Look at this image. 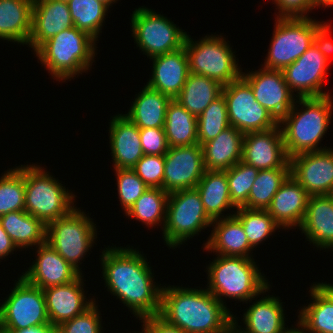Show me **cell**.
<instances>
[{"label": "cell", "instance_id": "cell-15", "mask_svg": "<svg viewBox=\"0 0 333 333\" xmlns=\"http://www.w3.org/2000/svg\"><path fill=\"white\" fill-rule=\"evenodd\" d=\"M164 158V191L170 194L196 188L205 172L202 146L169 147Z\"/></svg>", "mask_w": 333, "mask_h": 333}, {"label": "cell", "instance_id": "cell-12", "mask_svg": "<svg viewBox=\"0 0 333 333\" xmlns=\"http://www.w3.org/2000/svg\"><path fill=\"white\" fill-rule=\"evenodd\" d=\"M0 303V320L4 331H19L36 326H51L43 289L32 285L22 276Z\"/></svg>", "mask_w": 333, "mask_h": 333}, {"label": "cell", "instance_id": "cell-5", "mask_svg": "<svg viewBox=\"0 0 333 333\" xmlns=\"http://www.w3.org/2000/svg\"><path fill=\"white\" fill-rule=\"evenodd\" d=\"M96 43L86 32L70 27L45 41L34 53L54 80L66 82L90 70Z\"/></svg>", "mask_w": 333, "mask_h": 333}, {"label": "cell", "instance_id": "cell-10", "mask_svg": "<svg viewBox=\"0 0 333 333\" xmlns=\"http://www.w3.org/2000/svg\"><path fill=\"white\" fill-rule=\"evenodd\" d=\"M272 41L263 68L283 70L313 44L314 34L324 21L308 17H276Z\"/></svg>", "mask_w": 333, "mask_h": 333}, {"label": "cell", "instance_id": "cell-4", "mask_svg": "<svg viewBox=\"0 0 333 333\" xmlns=\"http://www.w3.org/2000/svg\"><path fill=\"white\" fill-rule=\"evenodd\" d=\"M207 268V287L223 305V297L245 302L268 292L271 285L258 269L254 259L216 255ZM267 279V280H266Z\"/></svg>", "mask_w": 333, "mask_h": 333}, {"label": "cell", "instance_id": "cell-28", "mask_svg": "<svg viewBox=\"0 0 333 333\" xmlns=\"http://www.w3.org/2000/svg\"><path fill=\"white\" fill-rule=\"evenodd\" d=\"M244 133L229 126L202 145L205 170L225 171L242 160Z\"/></svg>", "mask_w": 333, "mask_h": 333}, {"label": "cell", "instance_id": "cell-36", "mask_svg": "<svg viewBox=\"0 0 333 333\" xmlns=\"http://www.w3.org/2000/svg\"><path fill=\"white\" fill-rule=\"evenodd\" d=\"M168 195L161 188H148L125 215L139 222L141 221L150 228L162 225L163 230L166 220Z\"/></svg>", "mask_w": 333, "mask_h": 333}, {"label": "cell", "instance_id": "cell-2", "mask_svg": "<svg viewBox=\"0 0 333 333\" xmlns=\"http://www.w3.org/2000/svg\"><path fill=\"white\" fill-rule=\"evenodd\" d=\"M207 289L163 286L159 316L185 333H224L234 314Z\"/></svg>", "mask_w": 333, "mask_h": 333}, {"label": "cell", "instance_id": "cell-7", "mask_svg": "<svg viewBox=\"0 0 333 333\" xmlns=\"http://www.w3.org/2000/svg\"><path fill=\"white\" fill-rule=\"evenodd\" d=\"M193 41L186 35L184 47L188 58L189 73L204 75L223 86L242 76L235 52L222 35H206Z\"/></svg>", "mask_w": 333, "mask_h": 333}, {"label": "cell", "instance_id": "cell-53", "mask_svg": "<svg viewBox=\"0 0 333 333\" xmlns=\"http://www.w3.org/2000/svg\"><path fill=\"white\" fill-rule=\"evenodd\" d=\"M332 296H333V284L330 283H320Z\"/></svg>", "mask_w": 333, "mask_h": 333}, {"label": "cell", "instance_id": "cell-42", "mask_svg": "<svg viewBox=\"0 0 333 333\" xmlns=\"http://www.w3.org/2000/svg\"><path fill=\"white\" fill-rule=\"evenodd\" d=\"M259 170L242 161L226 170L230 199L238 208L243 207L248 201L251 187Z\"/></svg>", "mask_w": 333, "mask_h": 333}, {"label": "cell", "instance_id": "cell-57", "mask_svg": "<svg viewBox=\"0 0 333 333\" xmlns=\"http://www.w3.org/2000/svg\"><path fill=\"white\" fill-rule=\"evenodd\" d=\"M100 1L104 2L110 7L113 3L115 4V2L118 0H100Z\"/></svg>", "mask_w": 333, "mask_h": 333}, {"label": "cell", "instance_id": "cell-30", "mask_svg": "<svg viewBox=\"0 0 333 333\" xmlns=\"http://www.w3.org/2000/svg\"><path fill=\"white\" fill-rule=\"evenodd\" d=\"M128 117L139 129L164 128L166 110L172 98L145 85L135 95Z\"/></svg>", "mask_w": 333, "mask_h": 333}, {"label": "cell", "instance_id": "cell-1", "mask_svg": "<svg viewBox=\"0 0 333 333\" xmlns=\"http://www.w3.org/2000/svg\"><path fill=\"white\" fill-rule=\"evenodd\" d=\"M131 247H105L100 262L107 291L141 320L159 314L163 286L153 282L146 256Z\"/></svg>", "mask_w": 333, "mask_h": 333}, {"label": "cell", "instance_id": "cell-29", "mask_svg": "<svg viewBox=\"0 0 333 333\" xmlns=\"http://www.w3.org/2000/svg\"><path fill=\"white\" fill-rule=\"evenodd\" d=\"M34 0H0V39L28 45Z\"/></svg>", "mask_w": 333, "mask_h": 333}, {"label": "cell", "instance_id": "cell-38", "mask_svg": "<svg viewBox=\"0 0 333 333\" xmlns=\"http://www.w3.org/2000/svg\"><path fill=\"white\" fill-rule=\"evenodd\" d=\"M289 175L290 168L259 170L248 195V201L243 207L267 210L272 198Z\"/></svg>", "mask_w": 333, "mask_h": 333}, {"label": "cell", "instance_id": "cell-23", "mask_svg": "<svg viewBox=\"0 0 333 333\" xmlns=\"http://www.w3.org/2000/svg\"><path fill=\"white\" fill-rule=\"evenodd\" d=\"M308 198L306 190L290 174L272 198L267 211L282 229H296L303 222Z\"/></svg>", "mask_w": 333, "mask_h": 333}, {"label": "cell", "instance_id": "cell-6", "mask_svg": "<svg viewBox=\"0 0 333 333\" xmlns=\"http://www.w3.org/2000/svg\"><path fill=\"white\" fill-rule=\"evenodd\" d=\"M25 185V211L41 220L46 226L67 216L74 208L73 192L66 190L59 180L43 167L23 165Z\"/></svg>", "mask_w": 333, "mask_h": 333}, {"label": "cell", "instance_id": "cell-51", "mask_svg": "<svg viewBox=\"0 0 333 333\" xmlns=\"http://www.w3.org/2000/svg\"><path fill=\"white\" fill-rule=\"evenodd\" d=\"M51 328L52 326H36L19 331H4V333H47Z\"/></svg>", "mask_w": 333, "mask_h": 333}, {"label": "cell", "instance_id": "cell-46", "mask_svg": "<svg viewBox=\"0 0 333 333\" xmlns=\"http://www.w3.org/2000/svg\"><path fill=\"white\" fill-rule=\"evenodd\" d=\"M139 133L144 155H165L169 150L164 128H144Z\"/></svg>", "mask_w": 333, "mask_h": 333}, {"label": "cell", "instance_id": "cell-20", "mask_svg": "<svg viewBox=\"0 0 333 333\" xmlns=\"http://www.w3.org/2000/svg\"><path fill=\"white\" fill-rule=\"evenodd\" d=\"M37 256L22 277L41 289L67 284L80 273L65 261L47 242L36 247Z\"/></svg>", "mask_w": 333, "mask_h": 333}, {"label": "cell", "instance_id": "cell-14", "mask_svg": "<svg viewBox=\"0 0 333 333\" xmlns=\"http://www.w3.org/2000/svg\"><path fill=\"white\" fill-rule=\"evenodd\" d=\"M330 63L313 43L295 62L282 70L285 82L297 98L322 97ZM296 92V94L294 93Z\"/></svg>", "mask_w": 333, "mask_h": 333}, {"label": "cell", "instance_id": "cell-50", "mask_svg": "<svg viewBox=\"0 0 333 333\" xmlns=\"http://www.w3.org/2000/svg\"><path fill=\"white\" fill-rule=\"evenodd\" d=\"M17 246L10 238V236L6 233V231L2 228L0 222V259H6L9 254H14L13 252L16 251Z\"/></svg>", "mask_w": 333, "mask_h": 333}, {"label": "cell", "instance_id": "cell-43", "mask_svg": "<svg viewBox=\"0 0 333 333\" xmlns=\"http://www.w3.org/2000/svg\"><path fill=\"white\" fill-rule=\"evenodd\" d=\"M117 179L119 201L126 213L132 205L148 189V186L138 177L132 168L114 169Z\"/></svg>", "mask_w": 333, "mask_h": 333}, {"label": "cell", "instance_id": "cell-19", "mask_svg": "<svg viewBox=\"0 0 333 333\" xmlns=\"http://www.w3.org/2000/svg\"><path fill=\"white\" fill-rule=\"evenodd\" d=\"M83 277L80 274L75 280L67 284L43 289L46 310L52 327H58L60 324L83 313L96 301L95 298H86Z\"/></svg>", "mask_w": 333, "mask_h": 333}, {"label": "cell", "instance_id": "cell-16", "mask_svg": "<svg viewBox=\"0 0 333 333\" xmlns=\"http://www.w3.org/2000/svg\"><path fill=\"white\" fill-rule=\"evenodd\" d=\"M290 174L309 196L329 195L333 188V148L291 157Z\"/></svg>", "mask_w": 333, "mask_h": 333}, {"label": "cell", "instance_id": "cell-59", "mask_svg": "<svg viewBox=\"0 0 333 333\" xmlns=\"http://www.w3.org/2000/svg\"><path fill=\"white\" fill-rule=\"evenodd\" d=\"M0 333H4V329H3V326H2L1 320H0Z\"/></svg>", "mask_w": 333, "mask_h": 333}, {"label": "cell", "instance_id": "cell-49", "mask_svg": "<svg viewBox=\"0 0 333 333\" xmlns=\"http://www.w3.org/2000/svg\"><path fill=\"white\" fill-rule=\"evenodd\" d=\"M144 333H185L175 325H172L159 315L144 317L141 319Z\"/></svg>", "mask_w": 333, "mask_h": 333}, {"label": "cell", "instance_id": "cell-26", "mask_svg": "<svg viewBox=\"0 0 333 333\" xmlns=\"http://www.w3.org/2000/svg\"><path fill=\"white\" fill-rule=\"evenodd\" d=\"M278 297L267 295L256 299L243 314L245 327L238 325L233 316V325L240 333H288L283 302ZM245 329V330H244Z\"/></svg>", "mask_w": 333, "mask_h": 333}, {"label": "cell", "instance_id": "cell-21", "mask_svg": "<svg viewBox=\"0 0 333 333\" xmlns=\"http://www.w3.org/2000/svg\"><path fill=\"white\" fill-rule=\"evenodd\" d=\"M70 27L74 23L67 2L34 0L28 46L35 52L45 41Z\"/></svg>", "mask_w": 333, "mask_h": 333}, {"label": "cell", "instance_id": "cell-33", "mask_svg": "<svg viewBox=\"0 0 333 333\" xmlns=\"http://www.w3.org/2000/svg\"><path fill=\"white\" fill-rule=\"evenodd\" d=\"M0 222L17 250L37 247L46 242L47 226L25 210L9 212L0 217Z\"/></svg>", "mask_w": 333, "mask_h": 333}, {"label": "cell", "instance_id": "cell-17", "mask_svg": "<svg viewBox=\"0 0 333 333\" xmlns=\"http://www.w3.org/2000/svg\"><path fill=\"white\" fill-rule=\"evenodd\" d=\"M250 84L256 101L280 121L293 107L297 97L285 82L282 70L260 68L257 71L242 72Z\"/></svg>", "mask_w": 333, "mask_h": 333}, {"label": "cell", "instance_id": "cell-37", "mask_svg": "<svg viewBox=\"0 0 333 333\" xmlns=\"http://www.w3.org/2000/svg\"><path fill=\"white\" fill-rule=\"evenodd\" d=\"M67 4L74 27L99 41L109 6L100 0H69Z\"/></svg>", "mask_w": 333, "mask_h": 333}, {"label": "cell", "instance_id": "cell-55", "mask_svg": "<svg viewBox=\"0 0 333 333\" xmlns=\"http://www.w3.org/2000/svg\"><path fill=\"white\" fill-rule=\"evenodd\" d=\"M224 333H240L238 329L234 325H232L226 332Z\"/></svg>", "mask_w": 333, "mask_h": 333}, {"label": "cell", "instance_id": "cell-41", "mask_svg": "<svg viewBox=\"0 0 333 333\" xmlns=\"http://www.w3.org/2000/svg\"><path fill=\"white\" fill-rule=\"evenodd\" d=\"M230 126L226 101L223 95L215 99L197 118L198 144L216 138Z\"/></svg>", "mask_w": 333, "mask_h": 333}, {"label": "cell", "instance_id": "cell-27", "mask_svg": "<svg viewBox=\"0 0 333 333\" xmlns=\"http://www.w3.org/2000/svg\"><path fill=\"white\" fill-rule=\"evenodd\" d=\"M307 241L320 250L333 247V198L330 195L309 196L306 213L298 228Z\"/></svg>", "mask_w": 333, "mask_h": 333}, {"label": "cell", "instance_id": "cell-13", "mask_svg": "<svg viewBox=\"0 0 333 333\" xmlns=\"http://www.w3.org/2000/svg\"><path fill=\"white\" fill-rule=\"evenodd\" d=\"M230 126L242 133L266 131L279 126V121L255 99L250 84L241 76L224 85Z\"/></svg>", "mask_w": 333, "mask_h": 333}, {"label": "cell", "instance_id": "cell-18", "mask_svg": "<svg viewBox=\"0 0 333 333\" xmlns=\"http://www.w3.org/2000/svg\"><path fill=\"white\" fill-rule=\"evenodd\" d=\"M241 161L258 170L290 168L280 126L245 133Z\"/></svg>", "mask_w": 333, "mask_h": 333}, {"label": "cell", "instance_id": "cell-24", "mask_svg": "<svg viewBox=\"0 0 333 333\" xmlns=\"http://www.w3.org/2000/svg\"><path fill=\"white\" fill-rule=\"evenodd\" d=\"M109 143L114 169L133 168L144 156L139 128L124 114L110 120Z\"/></svg>", "mask_w": 333, "mask_h": 333}, {"label": "cell", "instance_id": "cell-48", "mask_svg": "<svg viewBox=\"0 0 333 333\" xmlns=\"http://www.w3.org/2000/svg\"><path fill=\"white\" fill-rule=\"evenodd\" d=\"M330 24L327 22H323L316 30L313 38V43L317 47V49L324 55L326 60L330 63L331 54L333 53V41L330 37L332 34Z\"/></svg>", "mask_w": 333, "mask_h": 333}, {"label": "cell", "instance_id": "cell-47", "mask_svg": "<svg viewBox=\"0 0 333 333\" xmlns=\"http://www.w3.org/2000/svg\"><path fill=\"white\" fill-rule=\"evenodd\" d=\"M272 2L279 11L277 17H308L307 13L318 8L312 0H272Z\"/></svg>", "mask_w": 333, "mask_h": 333}, {"label": "cell", "instance_id": "cell-8", "mask_svg": "<svg viewBox=\"0 0 333 333\" xmlns=\"http://www.w3.org/2000/svg\"><path fill=\"white\" fill-rule=\"evenodd\" d=\"M85 213L76 207L67 216L49 223L46 232V242L80 274V260H84L97 238V226Z\"/></svg>", "mask_w": 333, "mask_h": 333}, {"label": "cell", "instance_id": "cell-32", "mask_svg": "<svg viewBox=\"0 0 333 333\" xmlns=\"http://www.w3.org/2000/svg\"><path fill=\"white\" fill-rule=\"evenodd\" d=\"M196 189L205 212L212 220L224 218L222 214L228 209H237L230 199L226 170H205Z\"/></svg>", "mask_w": 333, "mask_h": 333}, {"label": "cell", "instance_id": "cell-52", "mask_svg": "<svg viewBox=\"0 0 333 333\" xmlns=\"http://www.w3.org/2000/svg\"><path fill=\"white\" fill-rule=\"evenodd\" d=\"M333 6V0H320V7H331Z\"/></svg>", "mask_w": 333, "mask_h": 333}, {"label": "cell", "instance_id": "cell-56", "mask_svg": "<svg viewBox=\"0 0 333 333\" xmlns=\"http://www.w3.org/2000/svg\"><path fill=\"white\" fill-rule=\"evenodd\" d=\"M47 333H62L58 327H52Z\"/></svg>", "mask_w": 333, "mask_h": 333}, {"label": "cell", "instance_id": "cell-58", "mask_svg": "<svg viewBox=\"0 0 333 333\" xmlns=\"http://www.w3.org/2000/svg\"><path fill=\"white\" fill-rule=\"evenodd\" d=\"M318 7H320V0H312Z\"/></svg>", "mask_w": 333, "mask_h": 333}, {"label": "cell", "instance_id": "cell-54", "mask_svg": "<svg viewBox=\"0 0 333 333\" xmlns=\"http://www.w3.org/2000/svg\"><path fill=\"white\" fill-rule=\"evenodd\" d=\"M296 326V328H291L288 333H306L299 325Z\"/></svg>", "mask_w": 333, "mask_h": 333}, {"label": "cell", "instance_id": "cell-31", "mask_svg": "<svg viewBox=\"0 0 333 333\" xmlns=\"http://www.w3.org/2000/svg\"><path fill=\"white\" fill-rule=\"evenodd\" d=\"M309 292L313 301L301 308L297 325L306 333H333V296L320 282Z\"/></svg>", "mask_w": 333, "mask_h": 333}, {"label": "cell", "instance_id": "cell-35", "mask_svg": "<svg viewBox=\"0 0 333 333\" xmlns=\"http://www.w3.org/2000/svg\"><path fill=\"white\" fill-rule=\"evenodd\" d=\"M164 131L169 147L198 144L197 117L175 99L168 104Z\"/></svg>", "mask_w": 333, "mask_h": 333}, {"label": "cell", "instance_id": "cell-11", "mask_svg": "<svg viewBox=\"0 0 333 333\" xmlns=\"http://www.w3.org/2000/svg\"><path fill=\"white\" fill-rule=\"evenodd\" d=\"M130 25L134 43L149 59L184 46L187 32L153 9L144 6L136 8Z\"/></svg>", "mask_w": 333, "mask_h": 333}, {"label": "cell", "instance_id": "cell-3", "mask_svg": "<svg viewBox=\"0 0 333 333\" xmlns=\"http://www.w3.org/2000/svg\"><path fill=\"white\" fill-rule=\"evenodd\" d=\"M333 96L296 98L291 110L279 121L289 158L306 152L328 149L318 147L332 120ZM301 108L299 109L298 107Z\"/></svg>", "mask_w": 333, "mask_h": 333}, {"label": "cell", "instance_id": "cell-60", "mask_svg": "<svg viewBox=\"0 0 333 333\" xmlns=\"http://www.w3.org/2000/svg\"><path fill=\"white\" fill-rule=\"evenodd\" d=\"M329 195L333 198V188Z\"/></svg>", "mask_w": 333, "mask_h": 333}, {"label": "cell", "instance_id": "cell-40", "mask_svg": "<svg viewBox=\"0 0 333 333\" xmlns=\"http://www.w3.org/2000/svg\"><path fill=\"white\" fill-rule=\"evenodd\" d=\"M0 177V217L25 210L23 165L5 171Z\"/></svg>", "mask_w": 333, "mask_h": 333}, {"label": "cell", "instance_id": "cell-39", "mask_svg": "<svg viewBox=\"0 0 333 333\" xmlns=\"http://www.w3.org/2000/svg\"><path fill=\"white\" fill-rule=\"evenodd\" d=\"M234 215L240 220L253 249L272 236L277 229H281L267 210L238 207Z\"/></svg>", "mask_w": 333, "mask_h": 333}, {"label": "cell", "instance_id": "cell-45", "mask_svg": "<svg viewBox=\"0 0 333 333\" xmlns=\"http://www.w3.org/2000/svg\"><path fill=\"white\" fill-rule=\"evenodd\" d=\"M164 155H144L132 168L148 188L163 189Z\"/></svg>", "mask_w": 333, "mask_h": 333}, {"label": "cell", "instance_id": "cell-25", "mask_svg": "<svg viewBox=\"0 0 333 333\" xmlns=\"http://www.w3.org/2000/svg\"><path fill=\"white\" fill-rule=\"evenodd\" d=\"M228 214V216H227ZM224 218L212 222V231L203 248L215 255L244 257L254 259L251 251L254 250L244 232L240 220L234 213H227Z\"/></svg>", "mask_w": 333, "mask_h": 333}, {"label": "cell", "instance_id": "cell-44", "mask_svg": "<svg viewBox=\"0 0 333 333\" xmlns=\"http://www.w3.org/2000/svg\"><path fill=\"white\" fill-rule=\"evenodd\" d=\"M95 301L83 313L75 316L58 326L62 333H104L102 328V316Z\"/></svg>", "mask_w": 333, "mask_h": 333}, {"label": "cell", "instance_id": "cell-9", "mask_svg": "<svg viewBox=\"0 0 333 333\" xmlns=\"http://www.w3.org/2000/svg\"><path fill=\"white\" fill-rule=\"evenodd\" d=\"M213 220L204 210L196 188L176 191L168 195L163 240L172 249L185 243L202 230L210 227Z\"/></svg>", "mask_w": 333, "mask_h": 333}, {"label": "cell", "instance_id": "cell-22", "mask_svg": "<svg viewBox=\"0 0 333 333\" xmlns=\"http://www.w3.org/2000/svg\"><path fill=\"white\" fill-rule=\"evenodd\" d=\"M152 76L147 86L175 99L181 92L189 75L185 47L151 58Z\"/></svg>", "mask_w": 333, "mask_h": 333}, {"label": "cell", "instance_id": "cell-34", "mask_svg": "<svg viewBox=\"0 0 333 333\" xmlns=\"http://www.w3.org/2000/svg\"><path fill=\"white\" fill-rule=\"evenodd\" d=\"M222 90L223 85L217 80L189 73L185 85L175 100L198 118L215 99L222 95Z\"/></svg>", "mask_w": 333, "mask_h": 333}]
</instances>
